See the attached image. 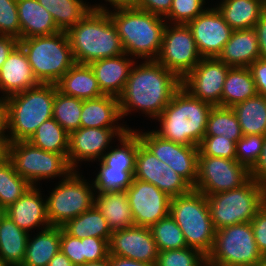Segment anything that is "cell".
I'll return each instance as SVG.
<instances>
[{
	"instance_id": "15",
	"label": "cell",
	"mask_w": 266,
	"mask_h": 266,
	"mask_svg": "<svg viewBox=\"0 0 266 266\" xmlns=\"http://www.w3.org/2000/svg\"><path fill=\"white\" fill-rule=\"evenodd\" d=\"M229 68L218 58H202L181 80V87L196 99L221 106L223 84Z\"/></svg>"
},
{
	"instance_id": "24",
	"label": "cell",
	"mask_w": 266,
	"mask_h": 266,
	"mask_svg": "<svg viewBox=\"0 0 266 266\" xmlns=\"http://www.w3.org/2000/svg\"><path fill=\"white\" fill-rule=\"evenodd\" d=\"M217 58L230 67H249L260 58L256 30H233Z\"/></svg>"
},
{
	"instance_id": "8",
	"label": "cell",
	"mask_w": 266,
	"mask_h": 266,
	"mask_svg": "<svg viewBox=\"0 0 266 266\" xmlns=\"http://www.w3.org/2000/svg\"><path fill=\"white\" fill-rule=\"evenodd\" d=\"M207 202L215 230L251 222L266 203V187L251 178L240 188L208 195Z\"/></svg>"
},
{
	"instance_id": "17",
	"label": "cell",
	"mask_w": 266,
	"mask_h": 266,
	"mask_svg": "<svg viewBox=\"0 0 266 266\" xmlns=\"http://www.w3.org/2000/svg\"><path fill=\"white\" fill-rule=\"evenodd\" d=\"M126 194L134 226L150 227L169 215L171 198L151 183L133 178Z\"/></svg>"
},
{
	"instance_id": "55",
	"label": "cell",
	"mask_w": 266,
	"mask_h": 266,
	"mask_svg": "<svg viewBox=\"0 0 266 266\" xmlns=\"http://www.w3.org/2000/svg\"><path fill=\"white\" fill-rule=\"evenodd\" d=\"M18 44L19 40L17 38L0 35V68Z\"/></svg>"
},
{
	"instance_id": "20",
	"label": "cell",
	"mask_w": 266,
	"mask_h": 266,
	"mask_svg": "<svg viewBox=\"0 0 266 266\" xmlns=\"http://www.w3.org/2000/svg\"><path fill=\"white\" fill-rule=\"evenodd\" d=\"M109 245V255L133 259L155 265L158 248L149 227L132 226L113 230Z\"/></svg>"
},
{
	"instance_id": "58",
	"label": "cell",
	"mask_w": 266,
	"mask_h": 266,
	"mask_svg": "<svg viewBox=\"0 0 266 266\" xmlns=\"http://www.w3.org/2000/svg\"><path fill=\"white\" fill-rule=\"evenodd\" d=\"M47 266H75L61 250L51 259Z\"/></svg>"
},
{
	"instance_id": "22",
	"label": "cell",
	"mask_w": 266,
	"mask_h": 266,
	"mask_svg": "<svg viewBox=\"0 0 266 266\" xmlns=\"http://www.w3.org/2000/svg\"><path fill=\"white\" fill-rule=\"evenodd\" d=\"M36 187L31 186L15 203L4 209L5 215L28 233L33 228H40V225L43 229L51 226L47 215V202L42 199L41 191Z\"/></svg>"
},
{
	"instance_id": "44",
	"label": "cell",
	"mask_w": 266,
	"mask_h": 266,
	"mask_svg": "<svg viewBox=\"0 0 266 266\" xmlns=\"http://www.w3.org/2000/svg\"><path fill=\"white\" fill-rule=\"evenodd\" d=\"M265 135H243L236 142V160L251 170L260 158Z\"/></svg>"
},
{
	"instance_id": "7",
	"label": "cell",
	"mask_w": 266,
	"mask_h": 266,
	"mask_svg": "<svg viewBox=\"0 0 266 266\" xmlns=\"http://www.w3.org/2000/svg\"><path fill=\"white\" fill-rule=\"evenodd\" d=\"M169 215L182 230L187 246L207 256L213 247L216 233L207 197L195 189L172 197Z\"/></svg>"
},
{
	"instance_id": "41",
	"label": "cell",
	"mask_w": 266,
	"mask_h": 266,
	"mask_svg": "<svg viewBox=\"0 0 266 266\" xmlns=\"http://www.w3.org/2000/svg\"><path fill=\"white\" fill-rule=\"evenodd\" d=\"M149 229L158 251L188 247L182 230L170 215L151 225Z\"/></svg>"
},
{
	"instance_id": "12",
	"label": "cell",
	"mask_w": 266,
	"mask_h": 266,
	"mask_svg": "<svg viewBox=\"0 0 266 266\" xmlns=\"http://www.w3.org/2000/svg\"><path fill=\"white\" fill-rule=\"evenodd\" d=\"M250 179V170L236 159L199 155L198 176L193 189L208 196L240 188Z\"/></svg>"
},
{
	"instance_id": "42",
	"label": "cell",
	"mask_w": 266,
	"mask_h": 266,
	"mask_svg": "<svg viewBox=\"0 0 266 266\" xmlns=\"http://www.w3.org/2000/svg\"><path fill=\"white\" fill-rule=\"evenodd\" d=\"M99 162L100 170L92 182L97 193L126 191L131 186L135 169L111 168Z\"/></svg>"
},
{
	"instance_id": "25",
	"label": "cell",
	"mask_w": 266,
	"mask_h": 266,
	"mask_svg": "<svg viewBox=\"0 0 266 266\" xmlns=\"http://www.w3.org/2000/svg\"><path fill=\"white\" fill-rule=\"evenodd\" d=\"M20 39L53 35L61 30L38 0H17Z\"/></svg>"
},
{
	"instance_id": "38",
	"label": "cell",
	"mask_w": 266,
	"mask_h": 266,
	"mask_svg": "<svg viewBox=\"0 0 266 266\" xmlns=\"http://www.w3.org/2000/svg\"><path fill=\"white\" fill-rule=\"evenodd\" d=\"M205 136H223L235 143L243 136L231 107L213 106L207 119Z\"/></svg>"
},
{
	"instance_id": "19",
	"label": "cell",
	"mask_w": 266,
	"mask_h": 266,
	"mask_svg": "<svg viewBox=\"0 0 266 266\" xmlns=\"http://www.w3.org/2000/svg\"><path fill=\"white\" fill-rule=\"evenodd\" d=\"M129 130L126 128H82L70 133L69 151L67 160L73 170L79 161L101 160L108 150L112 138L124 135ZM78 161V162H77Z\"/></svg>"
},
{
	"instance_id": "46",
	"label": "cell",
	"mask_w": 266,
	"mask_h": 266,
	"mask_svg": "<svg viewBox=\"0 0 266 266\" xmlns=\"http://www.w3.org/2000/svg\"><path fill=\"white\" fill-rule=\"evenodd\" d=\"M236 143L223 136H204L198 149L199 155L236 159Z\"/></svg>"
},
{
	"instance_id": "28",
	"label": "cell",
	"mask_w": 266,
	"mask_h": 266,
	"mask_svg": "<svg viewBox=\"0 0 266 266\" xmlns=\"http://www.w3.org/2000/svg\"><path fill=\"white\" fill-rule=\"evenodd\" d=\"M215 8L233 30L251 29L266 9V0H223Z\"/></svg>"
},
{
	"instance_id": "2",
	"label": "cell",
	"mask_w": 266,
	"mask_h": 266,
	"mask_svg": "<svg viewBox=\"0 0 266 266\" xmlns=\"http://www.w3.org/2000/svg\"><path fill=\"white\" fill-rule=\"evenodd\" d=\"M66 33L75 63L90 64L125 53L107 11H90Z\"/></svg>"
},
{
	"instance_id": "23",
	"label": "cell",
	"mask_w": 266,
	"mask_h": 266,
	"mask_svg": "<svg viewBox=\"0 0 266 266\" xmlns=\"http://www.w3.org/2000/svg\"><path fill=\"white\" fill-rule=\"evenodd\" d=\"M123 53L112 58H103L90 63L99 88L104 95L119 97L129 78L130 71L134 65L133 58Z\"/></svg>"
},
{
	"instance_id": "11",
	"label": "cell",
	"mask_w": 266,
	"mask_h": 266,
	"mask_svg": "<svg viewBox=\"0 0 266 266\" xmlns=\"http://www.w3.org/2000/svg\"><path fill=\"white\" fill-rule=\"evenodd\" d=\"M84 180L77 169L54 188L46 198L47 215L51 226L62 227L83 212L91 209L95 204L94 186Z\"/></svg>"
},
{
	"instance_id": "26",
	"label": "cell",
	"mask_w": 266,
	"mask_h": 266,
	"mask_svg": "<svg viewBox=\"0 0 266 266\" xmlns=\"http://www.w3.org/2000/svg\"><path fill=\"white\" fill-rule=\"evenodd\" d=\"M121 118L117 97L102 95L98 98L83 100L80 118L82 128H125L116 123Z\"/></svg>"
},
{
	"instance_id": "4",
	"label": "cell",
	"mask_w": 266,
	"mask_h": 266,
	"mask_svg": "<svg viewBox=\"0 0 266 266\" xmlns=\"http://www.w3.org/2000/svg\"><path fill=\"white\" fill-rule=\"evenodd\" d=\"M129 56L156 60L162 45L166 25L163 17L136 7L107 10Z\"/></svg>"
},
{
	"instance_id": "10",
	"label": "cell",
	"mask_w": 266,
	"mask_h": 266,
	"mask_svg": "<svg viewBox=\"0 0 266 266\" xmlns=\"http://www.w3.org/2000/svg\"><path fill=\"white\" fill-rule=\"evenodd\" d=\"M7 157L32 186L38 180L67 177L73 171L64 155L39 149L29 141L8 142Z\"/></svg>"
},
{
	"instance_id": "57",
	"label": "cell",
	"mask_w": 266,
	"mask_h": 266,
	"mask_svg": "<svg viewBox=\"0 0 266 266\" xmlns=\"http://www.w3.org/2000/svg\"><path fill=\"white\" fill-rule=\"evenodd\" d=\"M7 131V108L5 100L0 98V136H6Z\"/></svg>"
},
{
	"instance_id": "50",
	"label": "cell",
	"mask_w": 266,
	"mask_h": 266,
	"mask_svg": "<svg viewBox=\"0 0 266 266\" xmlns=\"http://www.w3.org/2000/svg\"><path fill=\"white\" fill-rule=\"evenodd\" d=\"M250 223L257 247L266 258V203L257 211Z\"/></svg>"
},
{
	"instance_id": "3",
	"label": "cell",
	"mask_w": 266,
	"mask_h": 266,
	"mask_svg": "<svg viewBox=\"0 0 266 266\" xmlns=\"http://www.w3.org/2000/svg\"><path fill=\"white\" fill-rule=\"evenodd\" d=\"M212 108V104L192 97L181 87L156 118L161 128L155 132L172 142L198 147Z\"/></svg>"
},
{
	"instance_id": "64",
	"label": "cell",
	"mask_w": 266,
	"mask_h": 266,
	"mask_svg": "<svg viewBox=\"0 0 266 266\" xmlns=\"http://www.w3.org/2000/svg\"><path fill=\"white\" fill-rule=\"evenodd\" d=\"M5 214V210L0 206V219Z\"/></svg>"
},
{
	"instance_id": "1",
	"label": "cell",
	"mask_w": 266,
	"mask_h": 266,
	"mask_svg": "<svg viewBox=\"0 0 266 266\" xmlns=\"http://www.w3.org/2000/svg\"><path fill=\"white\" fill-rule=\"evenodd\" d=\"M133 66L118 97L121 116L138 109L156 119L181 88V79L156 60H145Z\"/></svg>"
},
{
	"instance_id": "48",
	"label": "cell",
	"mask_w": 266,
	"mask_h": 266,
	"mask_svg": "<svg viewBox=\"0 0 266 266\" xmlns=\"http://www.w3.org/2000/svg\"><path fill=\"white\" fill-rule=\"evenodd\" d=\"M60 250L75 266L85 264L82 239L70 236L62 227H60Z\"/></svg>"
},
{
	"instance_id": "40",
	"label": "cell",
	"mask_w": 266,
	"mask_h": 266,
	"mask_svg": "<svg viewBox=\"0 0 266 266\" xmlns=\"http://www.w3.org/2000/svg\"><path fill=\"white\" fill-rule=\"evenodd\" d=\"M117 140L121 148H111L105 153L101 160L106 166L117 169H135V159L138 151V134L135 130L129 129Z\"/></svg>"
},
{
	"instance_id": "61",
	"label": "cell",
	"mask_w": 266,
	"mask_h": 266,
	"mask_svg": "<svg viewBox=\"0 0 266 266\" xmlns=\"http://www.w3.org/2000/svg\"><path fill=\"white\" fill-rule=\"evenodd\" d=\"M80 266H110L109 256L102 261L88 262Z\"/></svg>"
},
{
	"instance_id": "30",
	"label": "cell",
	"mask_w": 266,
	"mask_h": 266,
	"mask_svg": "<svg viewBox=\"0 0 266 266\" xmlns=\"http://www.w3.org/2000/svg\"><path fill=\"white\" fill-rule=\"evenodd\" d=\"M41 230L34 238L29 234L22 266H47L60 251V227L50 226Z\"/></svg>"
},
{
	"instance_id": "62",
	"label": "cell",
	"mask_w": 266,
	"mask_h": 266,
	"mask_svg": "<svg viewBox=\"0 0 266 266\" xmlns=\"http://www.w3.org/2000/svg\"><path fill=\"white\" fill-rule=\"evenodd\" d=\"M204 266H218V265L212 264L211 262L206 260Z\"/></svg>"
},
{
	"instance_id": "14",
	"label": "cell",
	"mask_w": 266,
	"mask_h": 266,
	"mask_svg": "<svg viewBox=\"0 0 266 266\" xmlns=\"http://www.w3.org/2000/svg\"><path fill=\"white\" fill-rule=\"evenodd\" d=\"M136 133L140 141L159 161L168 165L194 188L198 176L199 149L197 146L183 145L164 139L155 130Z\"/></svg>"
},
{
	"instance_id": "56",
	"label": "cell",
	"mask_w": 266,
	"mask_h": 266,
	"mask_svg": "<svg viewBox=\"0 0 266 266\" xmlns=\"http://www.w3.org/2000/svg\"><path fill=\"white\" fill-rule=\"evenodd\" d=\"M110 266H155L149 263L139 262L133 259H127L116 255H109Z\"/></svg>"
},
{
	"instance_id": "21",
	"label": "cell",
	"mask_w": 266,
	"mask_h": 266,
	"mask_svg": "<svg viewBox=\"0 0 266 266\" xmlns=\"http://www.w3.org/2000/svg\"><path fill=\"white\" fill-rule=\"evenodd\" d=\"M38 84L40 82L33 73L27 55L18 44L0 68V90L3 91V97L0 98L5 100Z\"/></svg>"
},
{
	"instance_id": "35",
	"label": "cell",
	"mask_w": 266,
	"mask_h": 266,
	"mask_svg": "<svg viewBox=\"0 0 266 266\" xmlns=\"http://www.w3.org/2000/svg\"><path fill=\"white\" fill-rule=\"evenodd\" d=\"M62 229L72 237L83 239L95 237L110 240L112 230L95 205L81 215L68 220Z\"/></svg>"
},
{
	"instance_id": "54",
	"label": "cell",
	"mask_w": 266,
	"mask_h": 266,
	"mask_svg": "<svg viewBox=\"0 0 266 266\" xmlns=\"http://www.w3.org/2000/svg\"><path fill=\"white\" fill-rule=\"evenodd\" d=\"M254 29L257 33L260 58L266 59V9L262 12Z\"/></svg>"
},
{
	"instance_id": "37",
	"label": "cell",
	"mask_w": 266,
	"mask_h": 266,
	"mask_svg": "<svg viewBox=\"0 0 266 266\" xmlns=\"http://www.w3.org/2000/svg\"><path fill=\"white\" fill-rule=\"evenodd\" d=\"M31 186L27 180L17 174L8 157L0 162V206L3 209L15 203Z\"/></svg>"
},
{
	"instance_id": "47",
	"label": "cell",
	"mask_w": 266,
	"mask_h": 266,
	"mask_svg": "<svg viewBox=\"0 0 266 266\" xmlns=\"http://www.w3.org/2000/svg\"><path fill=\"white\" fill-rule=\"evenodd\" d=\"M0 35L20 40L17 0H0Z\"/></svg>"
},
{
	"instance_id": "5",
	"label": "cell",
	"mask_w": 266,
	"mask_h": 266,
	"mask_svg": "<svg viewBox=\"0 0 266 266\" xmlns=\"http://www.w3.org/2000/svg\"><path fill=\"white\" fill-rule=\"evenodd\" d=\"M54 99L52 83H40L6 98L8 142L28 141L44 121L53 117Z\"/></svg>"
},
{
	"instance_id": "36",
	"label": "cell",
	"mask_w": 266,
	"mask_h": 266,
	"mask_svg": "<svg viewBox=\"0 0 266 266\" xmlns=\"http://www.w3.org/2000/svg\"><path fill=\"white\" fill-rule=\"evenodd\" d=\"M70 134L52 117L44 121L28 140L39 149L62 154L67 158Z\"/></svg>"
},
{
	"instance_id": "16",
	"label": "cell",
	"mask_w": 266,
	"mask_h": 266,
	"mask_svg": "<svg viewBox=\"0 0 266 266\" xmlns=\"http://www.w3.org/2000/svg\"><path fill=\"white\" fill-rule=\"evenodd\" d=\"M133 177L155 185L170 198L186 194L193 189L183 177L159 161L140 141L139 136Z\"/></svg>"
},
{
	"instance_id": "32",
	"label": "cell",
	"mask_w": 266,
	"mask_h": 266,
	"mask_svg": "<svg viewBox=\"0 0 266 266\" xmlns=\"http://www.w3.org/2000/svg\"><path fill=\"white\" fill-rule=\"evenodd\" d=\"M38 2L51 14L61 31H67L90 11L108 10L106 6L100 4L89 6L83 0H38Z\"/></svg>"
},
{
	"instance_id": "49",
	"label": "cell",
	"mask_w": 266,
	"mask_h": 266,
	"mask_svg": "<svg viewBox=\"0 0 266 266\" xmlns=\"http://www.w3.org/2000/svg\"><path fill=\"white\" fill-rule=\"evenodd\" d=\"M85 263L102 261L109 256V245L106 239L87 237L82 239Z\"/></svg>"
},
{
	"instance_id": "39",
	"label": "cell",
	"mask_w": 266,
	"mask_h": 266,
	"mask_svg": "<svg viewBox=\"0 0 266 266\" xmlns=\"http://www.w3.org/2000/svg\"><path fill=\"white\" fill-rule=\"evenodd\" d=\"M83 100L61 93L55 84L53 118L70 134L80 128Z\"/></svg>"
},
{
	"instance_id": "6",
	"label": "cell",
	"mask_w": 266,
	"mask_h": 266,
	"mask_svg": "<svg viewBox=\"0 0 266 266\" xmlns=\"http://www.w3.org/2000/svg\"><path fill=\"white\" fill-rule=\"evenodd\" d=\"M36 79L56 84L75 64L66 31L19 40Z\"/></svg>"
},
{
	"instance_id": "33",
	"label": "cell",
	"mask_w": 266,
	"mask_h": 266,
	"mask_svg": "<svg viewBox=\"0 0 266 266\" xmlns=\"http://www.w3.org/2000/svg\"><path fill=\"white\" fill-rule=\"evenodd\" d=\"M257 94L249 68L230 67L223 84L221 107H232Z\"/></svg>"
},
{
	"instance_id": "59",
	"label": "cell",
	"mask_w": 266,
	"mask_h": 266,
	"mask_svg": "<svg viewBox=\"0 0 266 266\" xmlns=\"http://www.w3.org/2000/svg\"><path fill=\"white\" fill-rule=\"evenodd\" d=\"M111 4V7L114 9L117 8H127V7H136L138 0H105Z\"/></svg>"
},
{
	"instance_id": "63",
	"label": "cell",
	"mask_w": 266,
	"mask_h": 266,
	"mask_svg": "<svg viewBox=\"0 0 266 266\" xmlns=\"http://www.w3.org/2000/svg\"><path fill=\"white\" fill-rule=\"evenodd\" d=\"M0 266H12V265H10V264H8V263H6L0 259Z\"/></svg>"
},
{
	"instance_id": "60",
	"label": "cell",
	"mask_w": 266,
	"mask_h": 266,
	"mask_svg": "<svg viewBox=\"0 0 266 266\" xmlns=\"http://www.w3.org/2000/svg\"><path fill=\"white\" fill-rule=\"evenodd\" d=\"M7 136H0V162L7 157Z\"/></svg>"
},
{
	"instance_id": "34",
	"label": "cell",
	"mask_w": 266,
	"mask_h": 266,
	"mask_svg": "<svg viewBox=\"0 0 266 266\" xmlns=\"http://www.w3.org/2000/svg\"><path fill=\"white\" fill-rule=\"evenodd\" d=\"M243 135L266 136V98L257 94L231 107Z\"/></svg>"
},
{
	"instance_id": "51",
	"label": "cell",
	"mask_w": 266,
	"mask_h": 266,
	"mask_svg": "<svg viewBox=\"0 0 266 266\" xmlns=\"http://www.w3.org/2000/svg\"><path fill=\"white\" fill-rule=\"evenodd\" d=\"M248 68L254 79L257 93L266 98V59L259 58Z\"/></svg>"
},
{
	"instance_id": "18",
	"label": "cell",
	"mask_w": 266,
	"mask_h": 266,
	"mask_svg": "<svg viewBox=\"0 0 266 266\" xmlns=\"http://www.w3.org/2000/svg\"><path fill=\"white\" fill-rule=\"evenodd\" d=\"M202 58H217L230 40L233 29L215 7L207 9L187 23Z\"/></svg>"
},
{
	"instance_id": "27",
	"label": "cell",
	"mask_w": 266,
	"mask_h": 266,
	"mask_svg": "<svg viewBox=\"0 0 266 266\" xmlns=\"http://www.w3.org/2000/svg\"><path fill=\"white\" fill-rule=\"evenodd\" d=\"M57 89L82 100L104 95L89 64L75 63L56 83Z\"/></svg>"
},
{
	"instance_id": "29",
	"label": "cell",
	"mask_w": 266,
	"mask_h": 266,
	"mask_svg": "<svg viewBox=\"0 0 266 266\" xmlns=\"http://www.w3.org/2000/svg\"><path fill=\"white\" fill-rule=\"evenodd\" d=\"M97 194L94 205L106 219L112 231L134 226V219L126 191Z\"/></svg>"
},
{
	"instance_id": "52",
	"label": "cell",
	"mask_w": 266,
	"mask_h": 266,
	"mask_svg": "<svg viewBox=\"0 0 266 266\" xmlns=\"http://www.w3.org/2000/svg\"><path fill=\"white\" fill-rule=\"evenodd\" d=\"M172 0H138L136 8L165 18L170 11Z\"/></svg>"
},
{
	"instance_id": "13",
	"label": "cell",
	"mask_w": 266,
	"mask_h": 266,
	"mask_svg": "<svg viewBox=\"0 0 266 266\" xmlns=\"http://www.w3.org/2000/svg\"><path fill=\"white\" fill-rule=\"evenodd\" d=\"M173 26V27H172ZM194 37L187 24H172L165 27L158 63L175 73L181 80L200 62Z\"/></svg>"
},
{
	"instance_id": "65",
	"label": "cell",
	"mask_w": 266,
	"mask_h": 266,
	"mask_svg": "<svg viewBox=\"0 0 266 266\" xmlns=\"http://www.w3.org/2000/svg\"><path fill=\"white\" fill-rule=\"evenodd\" d=\"M256 266H266V259L262 261L261 263L257 264Z\"/></svg>"
},
{
	"instance_id": "9",
	"label": "cell",
	"mask_w": 266,
	"mask_h": 266,
	"mask_svg": "<svg viewBox=\"0 0 266 266\" xmlns=\"http://www.w3.org/2000/svg\"><path fill=\"white\" fill-rule=\"evenodd\" d=\"M266 258L259 251L250 222L216 230L206 260L218 266H256Z\"/></svg>"
},
{
	"instance_id": "53",
	"label": "cell",
	"mask_w": 266,
	"mask_h": 266,
	"mask_svg": "<svg viewBox=\"0 0 266 266\" xmlns=\"http://www.w3.org/2000/svg\"><path fill=\"white\" fill-rule=\"evenodd\" d=\"M250 174L251 178L266 187V136L263 142L260 158L256 165L250 170Z\"/></svg>"
},
{
	"instance_id": "43",
	"label": "cell",
	"mask_w": 266,
	"mask_h": 266,
	"mask_svg": "<svg viewBox=\"0 0 266 266\" xmlns=\"http://www.w3.org/2000/svg\"><path fill=\"white\" fill-rule=\"evenodd\" d=\"M206 255L192 247L159 251L155 266H204Z\"/></svg>"
},
{
	"instance_id": "31",
	"label": "cell",
	"mask_w": 266,
	"mask_h": 266,
	"mask_svg": "<svg viewBox=\"0 0 266 266\" xmlns=\"http://www.w3.org/2000/svg\"><path fill=\"white\" fill-rule=\"evenodd\" d=\"M28 236L4 214L0 219V259L12 266H22Z\"/></svg>"
},
{
	"instance_id": "45",
	"label": "cell",
	"mask_w": 266,
	"mask_h": 266,
	"mask_svg": "<svg viewBox=\"0 0 266 266\" xmlns=\"http://www.w3.org/2000/svg\"><path fill=\"white\" fill-rule=\"evenodd\" d=\"M204 4L205 0H172L169 14L164 19L170 20L171 24H187L206 10Z\"/></svg>"
}]
</instances>
